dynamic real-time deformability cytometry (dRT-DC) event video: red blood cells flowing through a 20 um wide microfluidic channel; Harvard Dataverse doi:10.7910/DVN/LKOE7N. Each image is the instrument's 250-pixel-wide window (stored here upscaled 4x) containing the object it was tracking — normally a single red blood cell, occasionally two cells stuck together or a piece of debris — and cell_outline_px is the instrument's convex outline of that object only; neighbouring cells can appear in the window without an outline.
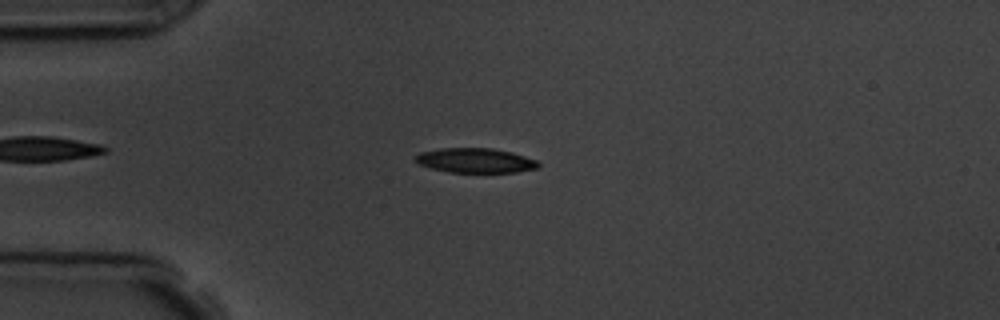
{"species": "common noctule bat (a hibernating species)", "species_latin": "Nyctalus noctula", "temperature_condition": "room temperature", "stored_images_in_passage": 3, "camera_frame_rate_fps": 3000, "um_per_image_px": 0.085, "animal": {"sex": "male", "body_mass_g": 19.5, "forearm_length_mm": 54.6}, "frame": {"image": 1, "passage_image": 1, "time_ms": 0.0, "image_size_px": [1000, 320], "cell_outline_px": [[540, 168], [516, 172], [448, 172], [416, 164], [416, 156], [420, 152], [440, 148], [492, 148], [512, 152], [536, 160], [540, 164]], "centroid_in_image_um": [40.41, 13.64], "position_along_channel_um": 44.6, "area_um2": 17.69}}